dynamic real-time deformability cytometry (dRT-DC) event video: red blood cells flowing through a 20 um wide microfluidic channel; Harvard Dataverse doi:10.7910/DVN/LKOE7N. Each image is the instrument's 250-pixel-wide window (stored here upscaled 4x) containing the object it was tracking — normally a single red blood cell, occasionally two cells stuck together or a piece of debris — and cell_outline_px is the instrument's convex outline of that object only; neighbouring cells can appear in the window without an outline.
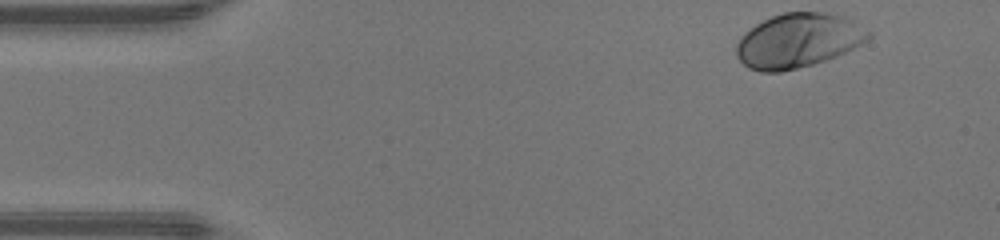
{"species": "human", "species_latin": "Homo sapiens", "temperature_condition": "warm", "stored_images_in_passage": 36, "camera_frame_rate_fps": 3000, "um_per_image_px": 0.085, "donor": {"sex": "male"}, "frame": {"image": 1, "passage_image": 1, "time_ms": 0.0, "image_size_px": [1000, 240], "cell_outline_px": [[872, 36], [860, 44], [836, 56], [812, 64], [780, 72], [760, 72], [748, 68], [736, 56], [736, 44], [744, 32], [756, 24], [772, 16], [784, 12], [824, 12], [852, 20], [872, 32]], "centroid_in_image_um": [67.81, 3.45], "position_along_channel_um": 17.2, "area_um2": 41.5}}
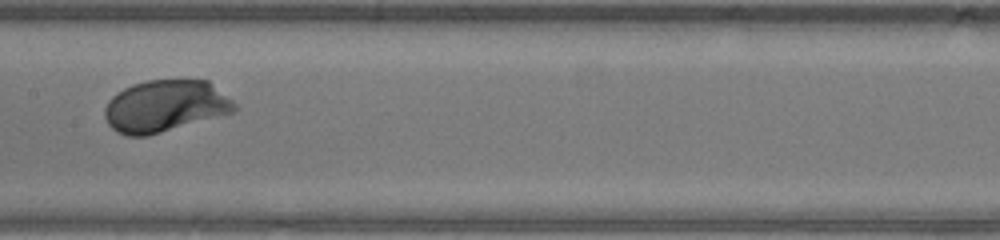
{"frame": {"image": 2, "passage_image": 20, "time_ms": 6.333, "image_size_px": [1000, 240], "cell_outline_px": [[236, 112], [148, 136], [124, 136], [116, 132], [108, 124], [104, 116], [104, 108], [108, 100], [112, 96], [124, 88], [132, 84], [148, 80], [208, 80], [232, 100], [236, 104]], "centroid_in_image_um": [14.02, 9.03], "position_along_channel_um": 193.4, "area_um2": 39.54}}
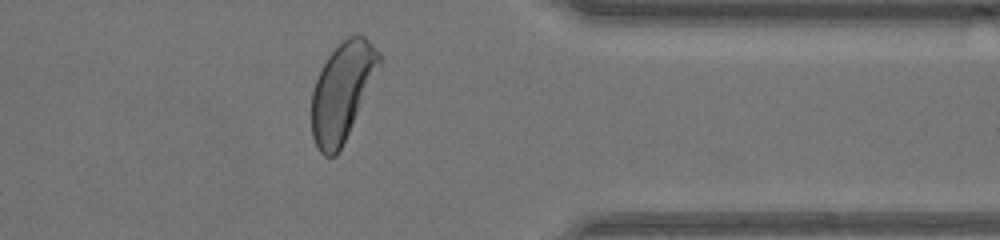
{"frame": {"image": 3, "passage_image": 34, "time_ms": 11.0, "image_size_px": [1000, 240], "cell_outline_px": [[380, 64], [348, 132], [336, 156], [324, 156], [320, 152], [312, 136], [312, 92], [316, 80], [328, 56], [348, 36], [364, 36], [380, 52]], "centroid_in_image_um": [29.06, 7.78], "position_along_channel_um": 382.3, "area_um2": 37.17}, "authors_computed_cell_mechanics": {"area_um2": 38.7549, "velocity_mm_per_s": 4.3487, "shape_relaxation_time_tau1_ms": 1.1444, "shape_relaxation_time_tau2_ms": null, "deformation_change_tau1": 0.1285, "deformation_change_tau2": null}}